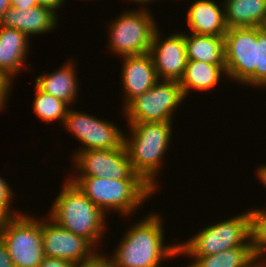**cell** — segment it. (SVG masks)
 Segmentation results:
<instances>
[{
  "instance_id": "cell-1",
  "label": "cell",
  "mask_w": 266,
  "mask_h": 267,
  "mask_svg": "<svg viewBox=\"0 0 266 267\" xmlns=\"http://www.w3.org/2000/svg\"><path fill=\"white\" fill-rule=\"evenodd\" d=\"M154 213L126 230L112 255L117 267H160L165 259L179 257L178 243L164 245L163 221Z\"/></svg>"
},
{
  "instance_id": "cell-2",
  "label": "cell",
  "mask_w": 266,
  "mask_h": 267,
  "mask_svg": "<svg viewBox=\"0 0 266 267\" xmlns=\"http://www.w3.org/2000/svg\"><path fill=\"white\" fill-rule=\"evenodd\" d=\"M172 122L129 124L130 139L124 135V145L133 171L156 191L157 174L172 138Z\"/></svg>"
},
{
  "instance_id": "cell-3",
  "label": "cell",
  "mask_w": 266,
  "mask_h": 267,
  "mask_svg": "<svg viewBox=\"0 0 266 267\" xmlns=\"http://www.w3.org/2000/svg\"><path fill=\"white\" fill-rule=\"evenodd\" d=\"M48 216L64 229L85 238L96 250L104 235L105 214L69 178Z\"/></svg>"
},
{
  "instance_id": "cell-4",
  "label": "cell",
  "mask_w": 266,
  "mask_h": 267,
  "mask_svg": "<svg viewBox=\"0 0 266 267\" xmlns=\"http://www.w3.org/2000/svg\"><path fill=\"white\" fill-rule=\"evenodd\" d=\"M70 180L104 214L114 210L131 215L155 193L144 180H115L100 177H72Z\"/></svg>"
},
{
  "instance_id": "cell-5",
  "label": "cell",
  "mask_w": 266,
  "mask_h": 267,
  "mask_svg": "<svg viewBox=\"0 0 266 267\" xmlns=\"http://www.w3.org/2000/svg\"><path fill=\"white\" fill-rule=\"evenodd\" d=\"M179 255L204 257L233 247H251L249 210L241 215L205 227L186 242L178 244Z\"/></svg>"
},
{
  "instance_id": "cell-6",
  "label": "cell",
  "mask_w": 266,
  "mask_h": 267,
  "mask_svg": "<svg viewBox=\"0 0 266 267\" xmlns=\"http://www.w3.org/2000/svg\"><path fill=\"white\" fill-rule=\"evenodd\" d=\"M0 238L14 267H38L44 258L41 220L26 213L0 221Z\"/></svg>"
},
{
  "instance_id": "cell-7",
  "label": "cell",
  "mask_w": 266,
  "mask_h": 267,
  "mask_svg": "<svg viewBox=\"0 0 266 267\" xmlns=\"http://www.w3.org/2000/svg\"><path fill=\"white\" fill-rule=\"evenodd\" d=\"M152 14L144 6L138 10L125 11L109 24V46L119 56L149 53L154 32L158 28Z\"/></svg>"
},
{
  "instance_id": "cell-8",
  "label": "cell",
  "mask_w": 266,
  "mask_h": 267,
  "mask_svg": "<svg viewBox=\"0 0 266 267\" xmlns=\"http://www.w3.org/2000/svg\"><path fill=\"white\" fill-rule=\"evenodd\" d=\"M184 99L178 81L158 80L145 93L132 99L123 111L128 124L172 122L173 113Z\"/></svg>"
},
{
  "instance_id": "cell-9",
  "label": "cell",
  "mask_w": 266,
  "mask_h": 267,
  "mask_svg": "<svg viewBox=\"0 0 266 267\" xmlns=\"http://www.w3.org/2000/svg\"><path fill=\"white\" fill-rule=\"evenodd\" d=\"M224 53L227 78L255 86L256 27L228 28Z\"/></svg>"
},
{
  "instance_id": "cell-10",
  "label": "cell",
  "mask_w": 266,
  "mask_h": 267,
  "mask_svg": "<svg viewBox=\"0 0 266 267\" xmlns=\"http://www.w3.org/2000/svg\"><path fill=\"white\" fill-rule=\"evenodd\" d=\"M73 156L78 173L74 177L143 180L133 171L125 145L117 149L81 150Z\"/></svg>"
},
{
  "instance_id": "cell-11",
  "label": "cell",
  "mask_w": 266,
  "mask_h": 267,
  "mask_svg": "<svg viewBox=\"0 0 266 267\" xmlns=\"http://www.w3.org/2000/svg\"><path fill=\"white\" fill-rule=\"evenodd\" d=\"M63 123L83 144L75 155L81 150L117 149L124 145L125 134L110 121L70 108Z\"/></svg>"
},
{
  "instance_id": "cell-12",
  "label": "cell",
  "mask_w": 266,
  "mask_h": 267,
  "mask_svg": "<svg viewBox=\"0 0 266 267\" xmlns=\"http://www.w3.org/2000/svg\"><path fill=\"white\" fill-rule=\"evenodd\" d=\"M41 233L44 256L78 265L96 252L88 240L64 229L49 216L41 220Z\"/></svg>"
},
{
  "instance_id": "cell-13",
  "label": "cell",
  "mask_w": 266,
  "mask_h": 267,
  "mask_svg": "<svg viewBox=\"0 0 266 267\" xmlns=\"http://www.w3.org/2000/svg\"><path fill=\"white\" fill-rule=\"evenodd\" d=\"M158 28L154 32L149 54L159 80L178 81L183 78L187 65L184 34L174 33L162 40Z\"/></svg>"
},
{
  "instance_id": "cell-14",
  "label": "cell",
  "mask_w": 266,
  "mask_h": 267,
  "mask_svg": "<svg viewBox=\"0 0 266 267\" xmlns=\"http://www.w3.org/2000/svg\"><path fill=\"white\" fill-rule=\"evenodd\" d=\"M122 58L124 63L121 81L125 91V107L132 99L149 90L159 79L149 53Z\"/></svg>"
},
{
  "instance_id": "cell-15",
  "label": "cell",
  "mask_w": 266,
  "mask_h": 267,
  "mask_svg": "<svg viewBox=\"0 0 266 267\" xmlns=\"http://www.w3.org/2000/svg\"><path fill=\"white\" fill-rule=\"evenodd\" d=\"M57 14L45 6H34L22 11L10 7L3 15L0 26L20 30L27 37L44 34L56 28Z\"/></svg>"
},
{
  "instance_id": "cell-16",
  "label": "cell",
  "mask_w": 266,
  "mask_h": 267,
  "mask_svg": "<svg viewBox=\"0 0 266 267\" xmlns=\"http://www.w3.org/2000/svg\"><path fill=\"white\" fill-rule=\"evenodd\" d=\"M211 0H195L187 11L186 21L191 33L210 36H224L227 32L224 5Z\"/></svg>"
},
{
  "instance_id": "cell-17",
  "label": "cell",
  "mask_w": 266,
  "mask_h": 267,
  "mask_svg": "<svg viewBox=\"0 0 266 267\" xmlns=\"http://www.w3.org/2000/svg\"><path fill=\"white\" fill-rule=\"evenodd\" d=\"M28 40L20 30L0 26V71L11 79L26 65Z\"/></svg>"
},
{
  "instance_id": "cell-18",
  "label": "cell",
  "mask_w": 266,
  "mask_h": 267,
  "mask_svg": "<svg viewBox=\"0 0 266 267\" xmlns=\"http://www.w3.org/2000/svg\"><path fill=\"white\" fill-rule=\"evenodd\" d=\"M74 63L67 61L65 65L52 73H45L36 77L35 86L50 95L66 102L68 105L75 103L78 91V79Z\"/></svg>"
},
{
  "instance_id": "cell-19",
  "label": "cell",
  "mask_w": 266,
  "mask_h": 267,
  "mask_svg": "<svg viewBox=\"0 0 266 267\" xmlns=\"http://www.w3.org/2000/svg\"><path fill=\"white\" fill-rule=\"evenodd\" d=\"M223 4L227 28L266 24V0H225Z\"/></svg>"
},
{
  "instance_id": "cell-20",
  "label": "cell",
  "mask_w": 266,
  "mask_h": 267,
  "mask_svg": "<svg viewBox=\"0 0 266 267\" xmlns=\"http://www.w3.org/2000/svg\"><path fill=\"white\" fill-rule=\"evenodd\" d=\"M224 74L227 75L225 65L188 60L183 78L179 83L186 97L192 89L212 90L218 85L221 76Z\"/></svg>"
},
{
  "instance_id": "cell-21",
  "label": "cell",
  "mask_w": 266,
  "mask_h": 267,
  "mask_svg": "<svg viewBox=\"0 0 266 267\" xmlns=\"http://www.w3.org/2000/svg\"><path fill=\"white\" fill-rule=\"evenodd\" d=\"M187 60L225 65L224 36L184 33Z\"/></svg>"
},
{
  "instance_id": "cell-22",
  "label": "cell",
  "mask_w": 266,
  "mask_h": 267,
  "mask_svg": "<svg viewBox=\"0 0 266 267\" xmlns=\"http://www.w3.org/2000/svg\"><path fill=\"white\" fill-rule=\"evenodd\" d=\"M192 258L188 267H252L259 261L252 247H233L216 255Z\"/></svg>"
},
{
  "instance_id": "cell-23",
  "label": "cell",
  "mask_w": 266,
  "mask_h": 267,
  "mask_svg": "<svg viewBox=\"0 0 266 267\" xmlns=\"http://www.w3.org/2000/svg\"><path fill=\"white\" fill-rule=\"evenodd\" d=\"M35 89V100L33 102L35 115L47 123L60 120L63 124L69 110L68 104L53 95L39 90L36 86Z\"/></svg>"
},
{
  "instance_id": "cell-24",
  "label": "cell",
  "mask_w": 266,
  "mask_h": 267,
  "mask_svg": "<svg viewBox=\"0 0 266 267\" xmlns=\"http://www.w3.org/2000/svg\"><path fill=\"white\" fill-rule=\"evenodd\" d=\"M250 244L260 259L266 252V209L249 210Z\"/></svg>"
},
{
  "instance_id": "cell-25",
  "label": "cell",
  "mask_w": 266,
  "mask_h": 267,
  "mask_svg": "<svg viewBox=\"0 0 266 267\" xmlns=\"http://www.w3.org/2000/svg\"><path fill=\"white\" fill-rule=\"evenodd\" d=\"M255 86H266V31L256 27Z\"/></svg>"
},
{
  "instance_id": "cell-26",
  "label": "cell",
  "mask_w": 266,
  "mask_h": 267,
  "mask_svg": "<svg viewBox=\"0 0 266 267\" xmlns=\"http://www.w3.org/2000/svg\"><path fill=\"white\" fill-rule=\"evenodd\" d=\"M4 180V177L0 176V221H3L7 218H11L20 213L10 211V205L12 203L14 193H12L11 188L7 184L6 180Z\"/></svg>"
},
{
  "instance_id": "cell-27",
  "label": "cell",
  "mask_w": 266,
  "mask_h": 267,
  "mask_svg": "<svg viewBox=\"0 0 266 267\" xmlns=\"http://www.w3.org/2000/svg\"><path fill=\"white\" fill-rule=\"evenodd\" d=\"M77 267H117L112 256L110 258L97 254V251L88 259L79 263Z\"/></svg>"
},
{
  "instance_id": "cell-28",
  "label": "cell",
  "mask_w": 266,
  "mask_h": 267,
  "mask_svg": "<svg viewBox=\"0 0 266 267\" xmlns=\"http://www.w3.org/2000/svg\"><path fill=\"white\" fill-rule=\"evenodd\" d=\"M13 79L9 78L3 71H0V111L4 109L5 102L8 100V96L10 95V87H13ZM12 83V84H11ZM11 84V85H10Z\"/></svg>"
},
{
  "instance_id": "cell-29",
  "label": "cell",
  "mask_w": 266,
  "mask_h": 267,
  "mask_svg": "<svg viewBox=\"0 0 266 267\" xmlns=\"http://www.w3.org/2000/svg\"><path fill=\"white\" fill-rule=\"evenodd\" d=\"M38 267H77V264L64 259L44 256Z\"/></svg>"
},
{
  "instance_id": "cell-30",
  "label": "cell",
  "mask_w": 266,
  "mask_h": 267,
  "mask_svg": "<svg viewBox=\"0 0 266 267\" xmlns=\"http://www.w3.org/2000/svg\"><path fill=\"white\" fill-rule=\"evenodd\" d=\"M0 267H14L13 261L9 256L5 243L0 238Z\"/></svg>"
},
{
  "instance_id": "cell-31",
  "label": "cell",
  "mask_w": 266,
  "mask_h": 267,
  "mask_svg": "<svg viewBox=\"0 0 266 267\" xmlns=\"http://www.w3.org/2000/svg\"><path fill=\"white\" fill-rule=\"evenodd\" d=\"M37 5H39L38 0H11V7H14L20 11Z\"/></svg>"
},
{
  "instance_id": "cell-32",
  "label": "cell",
  "mask_w": 266,
  "mask_h": 267,
  "mask_svg": "<svg viewBox=\"0 0 266 267\" xmlns=\"http://www.w3.org/2000/svg\"><path fill=\"white\" fill-rule=\"evenodd\" d=\"M64 0H38L40 6H45L52 9L54 12L63 6Z\"/></svg>"
},
{
  "instance_id": "cell-33",
  "label": "cell",
  "mask_w": 266,
  "mask_h": 267,
  "mask_svg": "<svg viewBox=\"0 0 266 267\" xmlns=\"http://www.w3.org/2000/svg\"><path fill=\"white\" fill-rule=\"evenodd\" d=\"M11 7V0H0V22L4 13Z\"/></svg>"
},
{
  "instance_id": "cell-34",
  "label": "cell",
  "mask_w": 266,
  "mask_h": 267,
  "mask_svg": "<svg viewBox=\"0 0 266 267\" xmlns=\"http://www.w3.org/2000/svg\"><path fill=\"white\" fill-rule=\"evenodd\" d=\"M256 173V175L259 177L258 180H260L266 187V165L260 166Z\"/></svg>"
},
{
  "instance_id": "cell-35",
  "label": "cell",
  "mask_w": 266,
  "mask_h": 267,
  "mask_svg": "<svg viewBox=\"0 0 266 267\" xmlns=\"http://www.w3.org/2000/svg\"><path fill=\"white\" fill-rule=\"evenodd\" d=\"M130 1H133V2H135V3H141V4H143V5H145V4H147L148 2H151V1H153V0H130Z\"/></svg>"
},
{
  "instance_id": "cell-36",
  "label": "cell",
  "mask_w": 266,
  "mask_h": 267,
  "mask_svg": "<svg viewBox=\"0 0 266 267\" xmlns=\"http://www.w3.org/2000/svg\"><path fill=\"white\" fill-rule=\"evenodd\" d=\"M252 267H265V266L259 260V262L257 261Z\"/></svg>"
},
{
  "instance_id": "cell-37",
  "label": "cell",
  "mask_w": 266,
  "mask_h": 267,
  "mask_svg": "<svg viewBox=\"0 0 266 267\" xmlns=\"http://www.w3.org/2000/svg\"><path fill=\"white\" fill-rule=\"evenodd\" d=\"M264 255L266 256V252L261 256L264 259ZM266 258L265 260H261V263L266 267Z\"/></svg>"
},
{
  "instance_id": "cell-38",
  "label": "cell",
  "mask_w": 266,
  "mask_h": 267,
  "mask_svg": "<svg viewBox=\"0 0 266 267\" xmlns=\"http://www.w3.org/2000/svg\"><path fill=\"white\" fill-rule=\"evenodd\" d=\"M262 28L266 31V24H264V25L262 26Z\"/></svg>"
}]
</instances>
